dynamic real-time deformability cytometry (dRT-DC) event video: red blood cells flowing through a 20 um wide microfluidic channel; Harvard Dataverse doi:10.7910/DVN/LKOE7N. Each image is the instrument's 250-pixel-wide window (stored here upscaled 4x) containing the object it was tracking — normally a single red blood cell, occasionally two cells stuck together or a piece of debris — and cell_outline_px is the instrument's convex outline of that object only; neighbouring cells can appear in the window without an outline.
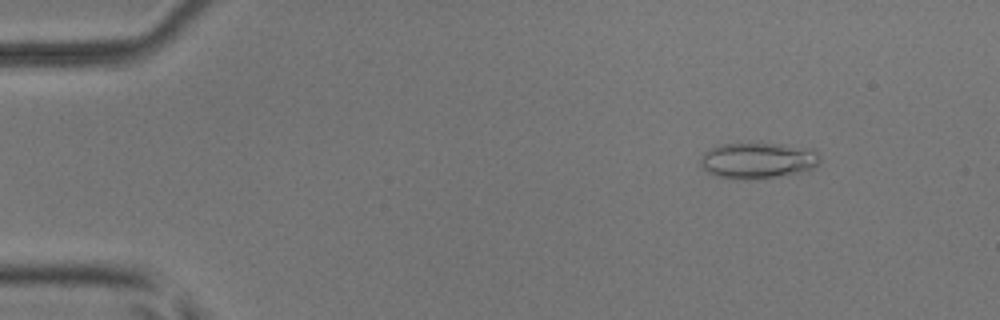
{"species": "common noctule bat (a hibernating species)", "species_latin": "Nyctalus noctula", "temperature_condition": "room temperature", "stored_images_in_passage": 6, "camera_frame_rate_fps": 3000, "um_per_image_px": 0.085, "animal": {"sex": "male", "body_mass_g": 17.9, "forearm_length_mm": 54.2}, "frame": {"image": 1, "passage_image": 1, "time_ms": 0.0, "image_size_px": [1000, 320], "cell_outline_px": [[820, 164], [812, 168], [800, 172], [776, 176], [744, 180], [736, 180], [716, 176], [708, 172], [700, 164], [700, 156], [704, 152], [716, 144], [780, 144], [820, 152]], "centroid_in_image_um": [64.36, 13.65], "position_along_channel_um": 20.6, "area_um2": 24.91}}